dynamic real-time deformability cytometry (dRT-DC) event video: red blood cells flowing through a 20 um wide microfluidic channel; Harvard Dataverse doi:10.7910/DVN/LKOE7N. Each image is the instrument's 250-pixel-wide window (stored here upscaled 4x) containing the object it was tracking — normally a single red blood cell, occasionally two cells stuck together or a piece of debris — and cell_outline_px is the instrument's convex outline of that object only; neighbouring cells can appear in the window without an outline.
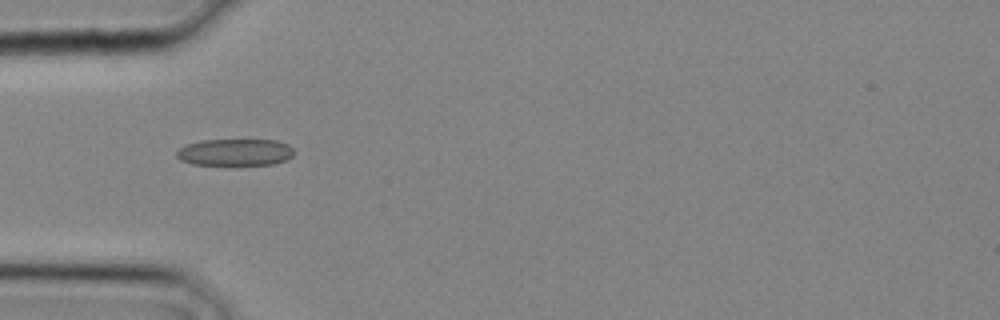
{"species": "common noctule bat (a hibernating species)", "species_latin": "Nyctalus noctula", "temperature_condition": "cold", "stored_images_in_passage": 13, "camera_frame_rate_fps": 3000, "um_per_image_px": 0.085, "animal": {"sex": "male", "body_mass_g": 20.4}, "frame": {"image": 1, "passage_image": 4, "time_ms": 1.0, "image_size_px": [1000, 320], "cell_outline_px": [[296, 152], [292, 156], [284, 160], [272, 164], [192, 164], [180, 160], [176, 156], [176, 152], [180, 148], [188, 144], [200, 140], [276, 140], [288, 144]], "centroid_in_image_um": [19.99, 12.93], "position_along_channel_um": 65.0, "area_um2": 18.21}}
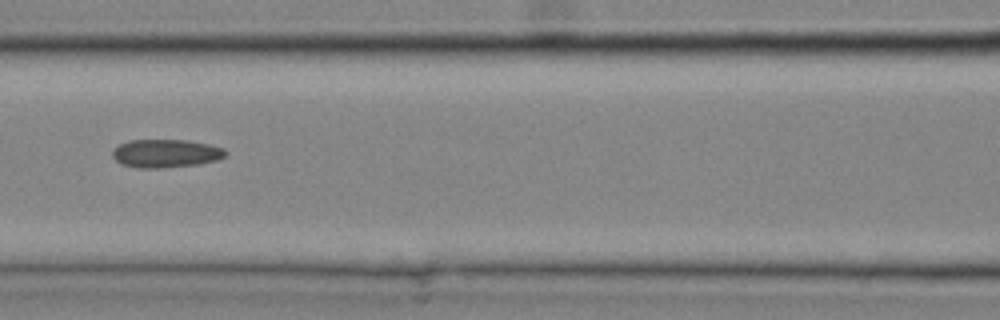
{"frame": {"image": 2, "passage_image": 8, "time_ms": 2.333, "image_size_px": [1000, 320], "cell_outline_px": [[228, 152], [220, 160], [200, 164], [164, 168], [136, 168], [120, 164], [112, 156], [112, 152], [120, 144], [128, 140], [188, 140], [208, 144], [224, 148]], "centroid_in_image_um": [14.12, 13.05], "position_along_channel_um": 152.5, "area_um2": 18.84}}
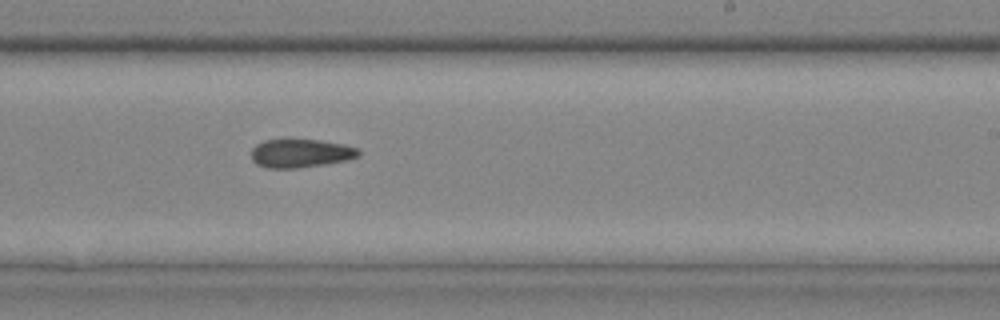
{"frame": {"image": 3, "passage_image": 13, "time_ms": 4.0, "image_size_px": [1000, 320], "cell_outline_px": [[360, 156], [348, 160], [324, 164], [296, 168], [268, 168], [256, 164], [252, 160], [252, 148], [256, 144], [264, 140], [320, 140], [344, 144], [360, 148]], "centroid_in_image_um": [25.58, 13.03], "position_along_channel_um": 263.4, "area_um2": 17.86}}